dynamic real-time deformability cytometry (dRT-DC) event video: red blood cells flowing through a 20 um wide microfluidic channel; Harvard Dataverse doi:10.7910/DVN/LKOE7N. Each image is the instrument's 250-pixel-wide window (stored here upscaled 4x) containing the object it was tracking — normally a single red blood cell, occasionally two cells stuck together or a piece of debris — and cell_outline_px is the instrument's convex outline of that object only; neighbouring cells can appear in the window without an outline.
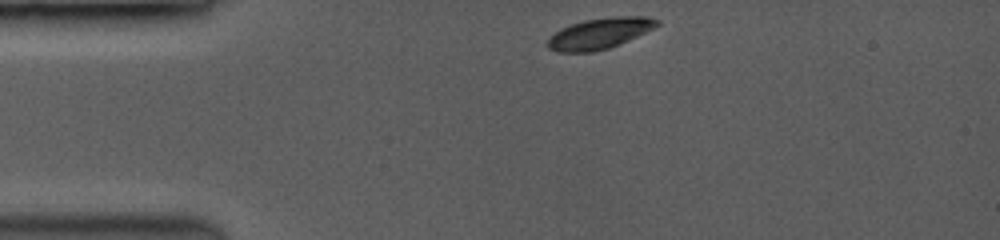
{"species": "common noctule bat (a hibernating species)", "species_latin": "Nyctalus noctula", "temperature_condition": "room temperature", "stored_images_in_passage": 24, "camera_frame_rate_fps": 3500, "um_per_image_px": 0.085, "animal": {"sex": "female", "body_mass_g": 19.0, "forearm_length_mm": 53.3}, "frame": {"image": 1, "passage_image": 1, "time_ms": 0.0, "image_size_px": [1000, 240], "cell_outline_px": [[660, 24], [636, 36], [608, 48], [588, 52], [560, 52], [548, 48], [544, 44], [556, 32], [572, 24], [584, 20], [624, 16], [644, 16], [660, 20]], "centroid_in_image_um": [50.95, 2.84], "position_along_channel_um": 34.1, "area_um2": 19.07}}
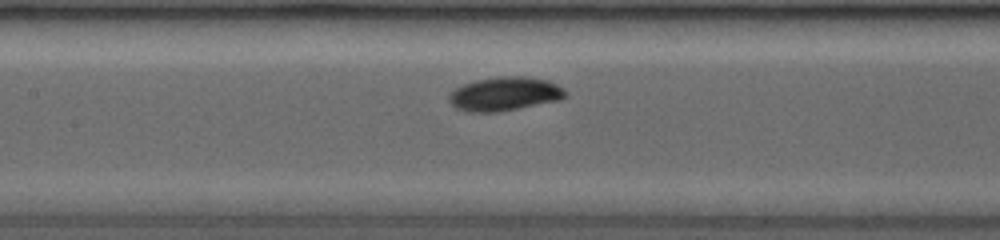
{"frame": {"image": 2, "passage_image": 14, "time_ms": 4.286, "image_size_px": [1000, 240], "cell_outline_px": [[564, 96], [556, 100], [516, 108], [492, 112], [476, 112], [460, 108], [452, 104], [452, 92], [456, 88], [464, 84], [476, 80], [496, 76], [524, 76], [548, 80], [564, 88]], "centroid_in_image_um": [42.92, 7.94], "position_along_channel_um": 164.5, "area_um2": 22.02}}
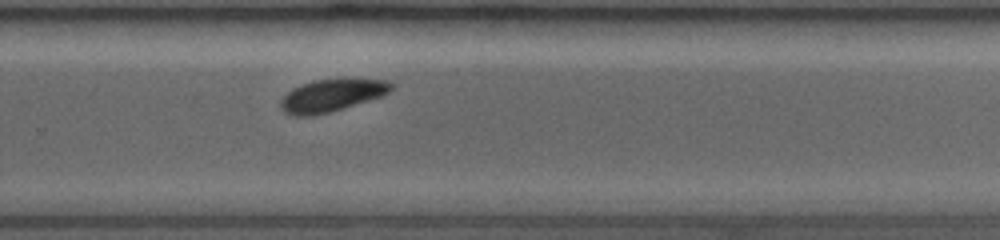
{"frame": {"image": 3, "passage_image": 24, "time_ms": 7.714, "image_size_px": [1000, 240], "cell_outline_px": [[396, 84], [388, 92], [380, 96], [368, 100], [328, 112], [312, 116], [296, 116], [284, 112], [280, 108], [280, 104], [284, 96], [288, 92], [304, 84], [316, 80], [384, 80]], "centroid_in_image_um": [28.17, 8.13], "position_along_channel_um": 301.6, "area_um2": 20.0}}